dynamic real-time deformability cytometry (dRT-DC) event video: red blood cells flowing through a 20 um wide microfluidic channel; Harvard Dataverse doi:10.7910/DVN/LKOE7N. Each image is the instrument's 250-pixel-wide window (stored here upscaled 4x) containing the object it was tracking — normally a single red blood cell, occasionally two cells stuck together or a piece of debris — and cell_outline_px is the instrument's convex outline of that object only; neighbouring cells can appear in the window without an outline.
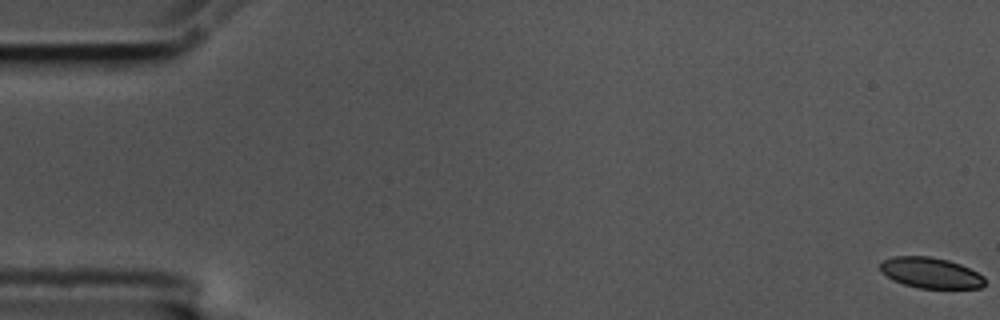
{"species": "common noctule bat (a hibernating species)", "species_latin": "Nyctalus noctula", "temperature_condition": "cold", "stored_images_in_passage": 6, "camera_frame_rate_fps": 3000, "um_per_image_px": 0.085, "animal": {"sex": "male", "body_mass_g": 17.5, "forearm_length_mm": 52.3}, "frame": {"image": 1, "passage_image": 1, "time_ms": 0.0, "image_size_px": [1000, 320], "cell_outline_px": [[984, 284], [980, 288], [920, 288], [904, 284], [892, 280], [880, 272], [880, 264], [884, 260], [892, 256], [928, 256], [948, 260], [960, 264], [984, 276]], "centroid_in_image_um": [79.07, 23.19], "position_along_channel_um": 5.9, "area_um2": 18.67}}
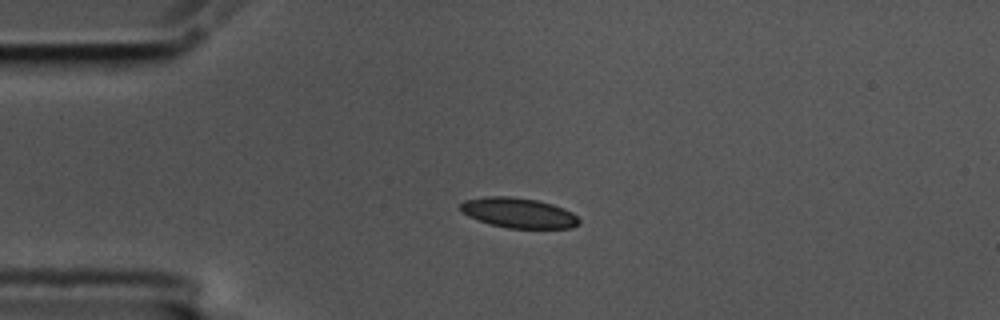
{"frame": {"image": 2, "passage_image": 5, "time_ms": 1.333, "image_size_px": [1000, 320], "cell_outline_px": [[580, 224], [572, 228], [508, 228], [492, 224], [468, 216], [460, 208], [460, 204], [464, 200], [484, 196], [512, 196], [536, 200], [552, 204], [564, 208], [572, 212], [580, 220]], "centroid_in_image_um": [44.1, 18.08], "position_along_channel_um": 40.9, "area_um2": 20.75}}